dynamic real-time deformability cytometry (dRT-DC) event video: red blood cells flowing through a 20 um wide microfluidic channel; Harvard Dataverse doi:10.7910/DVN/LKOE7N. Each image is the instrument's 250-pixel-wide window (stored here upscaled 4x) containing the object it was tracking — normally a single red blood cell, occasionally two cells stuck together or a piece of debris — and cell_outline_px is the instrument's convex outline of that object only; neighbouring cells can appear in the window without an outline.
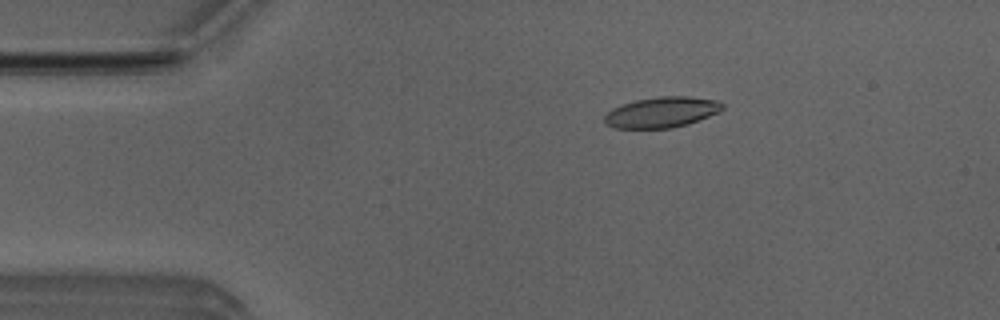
{"species": "Egyptian fruit bat (a non-hibernating species)", "species_latin": "Rousettus aegyptiacus", "temperature_condition": "room temperature", "stored_images_in_passage": 52, "camera_frame_rate_fps": 3000, "um_per_image_px": 0.085, "animal": {"sex": "male"}, "frame": {"image": 1, "passage_image": 9, "time_ms": 2.667, "image_size_px": [1000, 320], "cell_outline_px": [[724, 108], [708, 116], [688, 124], [672, 128], [616, 128], [604, 124], [604, 116], [612, 108], [636, 100], [660, 96], [688, 96], [716, 100], [724, 104]], "centroid_in_image_um": [56.23, 9.54], "position_along_channel_um": 28.8, "area_um2": 20.92}}
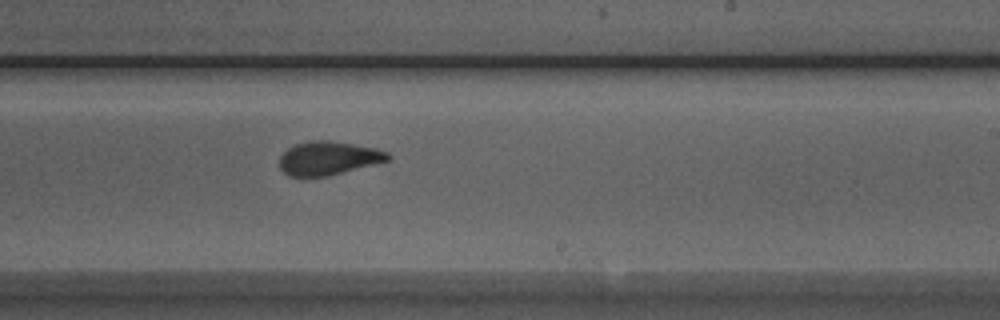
{"frame": {"image": 2, "passage_image": 31, "time_ms": 10.0, "image_size_px": [1000, 320], "cell_outline_px": [[392, 156], [388, 160], [328, 176], [288, 176], [280, 168], [280, 156], [288, 148], [296, 144], [308, 140], [328, 140], [376, 148], [388, 152]], "centroid_in_image_um": [27.9, 13.43], "position_along_channel_um": 261.1, "area_um2": 21.04}}
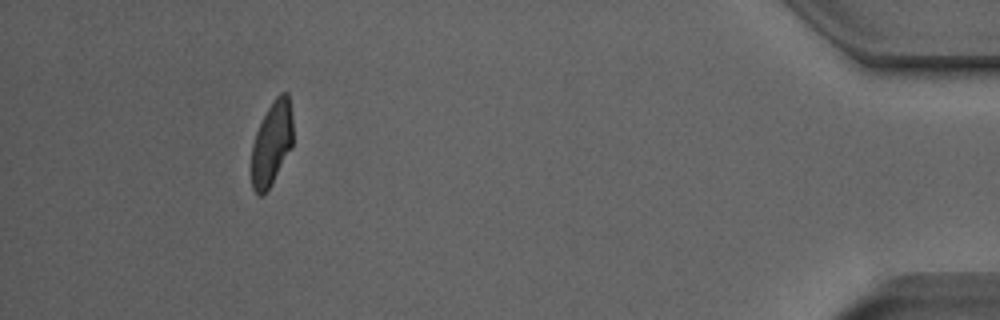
{"frame": {"image": 3, "passage_image": 48, "time_ms": 15.667, "image_size_px": [1000, 320], "cell_outline_px": [[292, 148], [264, 196], [260, 196], [252, 188], [252, 144], [256, 132], [272, 100], [280, 92], [288, 92], [292, 116]], "centroid_in_image_um": [23.1, 12.18], "position_along_channel_um": 412.1, "area_um2": 20.29}, "authors_computed_cell_mechanics": {"area_um2": 21.386, "velocity_mm_per_s": 3.8639, "shape_relaxation_time_tau1_ms": 6.6261, "shape_relaxation_time_tau2_ms": 1.4835, "deformation_change_tau1": 0.1799, "deformation_change_tau2": 0.0867}}